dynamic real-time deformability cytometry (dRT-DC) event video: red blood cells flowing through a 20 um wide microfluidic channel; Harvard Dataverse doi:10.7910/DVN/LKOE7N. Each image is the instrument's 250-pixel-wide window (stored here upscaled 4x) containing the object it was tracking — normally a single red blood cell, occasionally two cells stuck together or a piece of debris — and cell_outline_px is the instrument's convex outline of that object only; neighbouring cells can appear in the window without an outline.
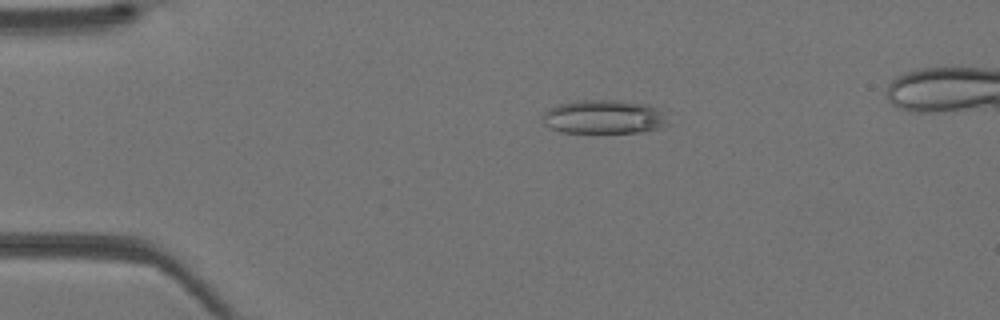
{"species": "Egyptian fruit bat (a non-hibernating species)", "species_latin": "Rousettus aegyptiacus", "temperature_condition": "warm", "stored_images_in_passage": 41, "camera_frame_rate_fps": 3000, "um_per_image_px": 0.085, "animal": {"sex": "female"}, "frame": {"image": 1, "passage_image": 9, "time_ms": 2.667, "image_size_px": [1000, 320], "cell_outline_px": [[672, 124], [660, 128], [640, 132], [560, 132], [548, 128], [544, 124], [540, 116], [548, 108], [556, 104], [584, 100], [620, 100], [648, 104], [664, 112]], "centroid_in_image_um": [51.34, 9.93], "position_along_channel_um": 33.7, "area_um2": 25.2}}
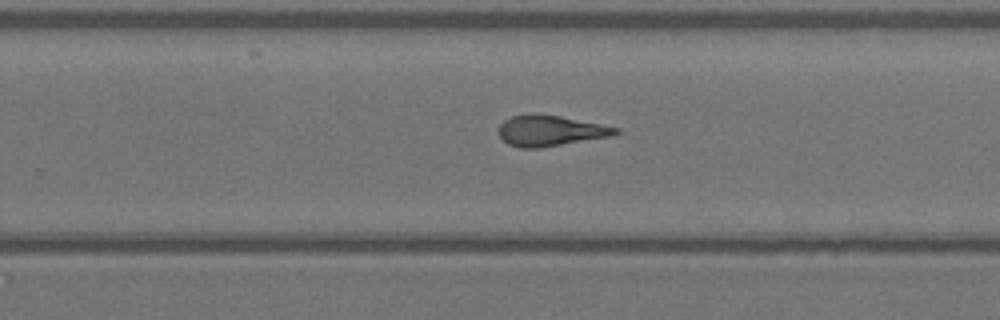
{"frame": {"image": 2, "passage_image": 27, "time_ms": 8.667, "image_size_px": [1000, 320], "cell_outline_px": [[620, 132], [612, 136], [540, 148], [520, 148], [508, 144], [500, 136], [500, 124], [504, 120], [512, 116], [532, 112], [560, 116], [620, 128]], "centroid_in_image_um": [46.77, 11.1], "position_along_channel_um": 283.0, "area_um2": 20.98}}
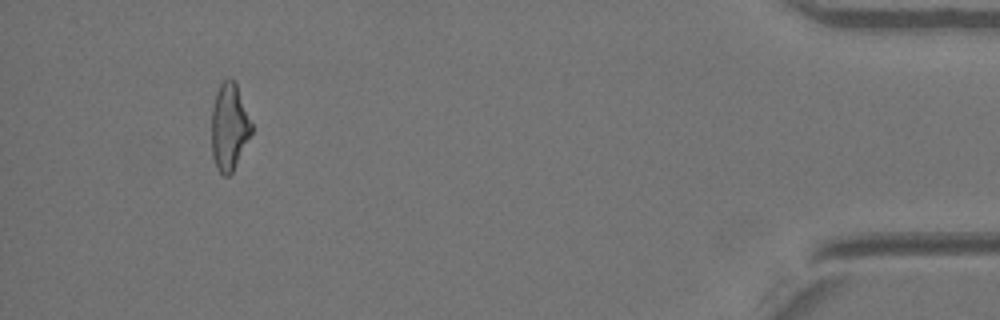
{"frame": {"image": 3, "passage_image": 39, "time_ms": 12.667, "image_size_px": [1000, 320], "cell_outline_px": [[252, 132], [232, 172], [228, 176], [224, 176], [216, 168], [212, 156], [212, 104], [216, 92], [220, 84], [228, 76], [236, 84], [252, 124]], "centroid_in_image_um": [19.46, 10.78], "position_along_channel_um": 415.7, "area_um2": 20.06}}